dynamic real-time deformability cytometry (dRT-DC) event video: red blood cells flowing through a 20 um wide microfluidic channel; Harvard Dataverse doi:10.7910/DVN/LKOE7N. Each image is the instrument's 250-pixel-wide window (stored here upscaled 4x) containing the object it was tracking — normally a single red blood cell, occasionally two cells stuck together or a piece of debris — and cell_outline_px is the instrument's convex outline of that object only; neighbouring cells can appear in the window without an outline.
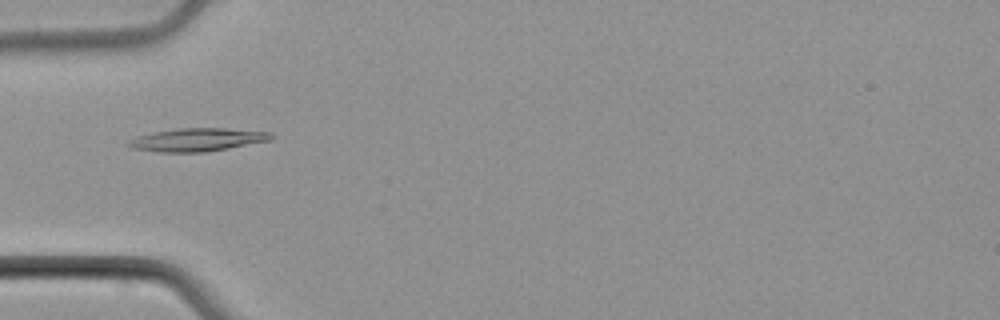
{"species": "common noctule bat (a hibernating species)", "species_latin": "Nyctalus noctula", "temperature_condition": "cold", "stored_images_in_passage": 5, "camera_frame_rate_fps": 3000, "um_per_image_px": 0.085, "animal": {"sex": "male", "body_mass_g": 21.5, "forearm_length_mm": 52.0}, "frame": {"image": 1, "passage_image": 4, "time_ms": 3.333, "image_size_px": [1000, 320], "cell_outline_px": [[276, 136], [272, 140], [228, 148], [204, 152], [160, 152], [132, 148], [124, 144], [128, 140], [136, 136], [156, 132], [180, 128], [224, 128], [272, 132]], "centroid_in_image_um": [16.79, 11.87], "position_along_channel_um": 68.2, "area_um2": 19.25}}
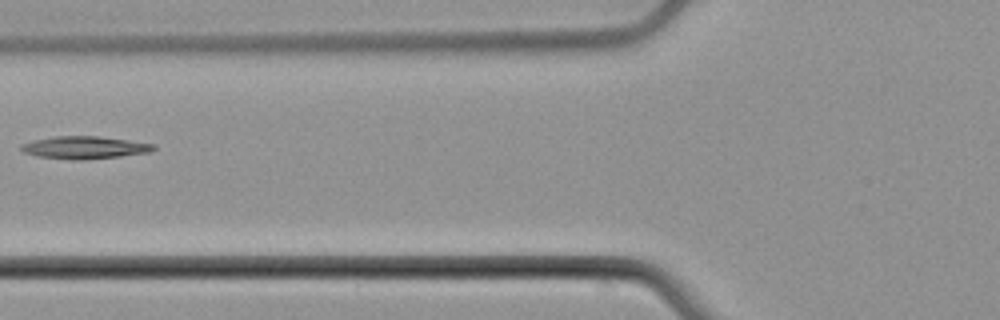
{"frame": {"image": 2, "passage_image": 5, "time_ms": 4.667, "image_size_px": [1000, 320], "cell_outline_px": [[156, 148], [152, 152], [120, 156], [80, 160], [76, 160], [36, 156], [24, 152], [20, 148], [20, 144], [32, 140], [56, 136], [100, 136], [156, 144]], "centroid_in_image_um": [7.2, 12.53], "position_along_channel_um": 118.6, "area_um2": 17.46}}